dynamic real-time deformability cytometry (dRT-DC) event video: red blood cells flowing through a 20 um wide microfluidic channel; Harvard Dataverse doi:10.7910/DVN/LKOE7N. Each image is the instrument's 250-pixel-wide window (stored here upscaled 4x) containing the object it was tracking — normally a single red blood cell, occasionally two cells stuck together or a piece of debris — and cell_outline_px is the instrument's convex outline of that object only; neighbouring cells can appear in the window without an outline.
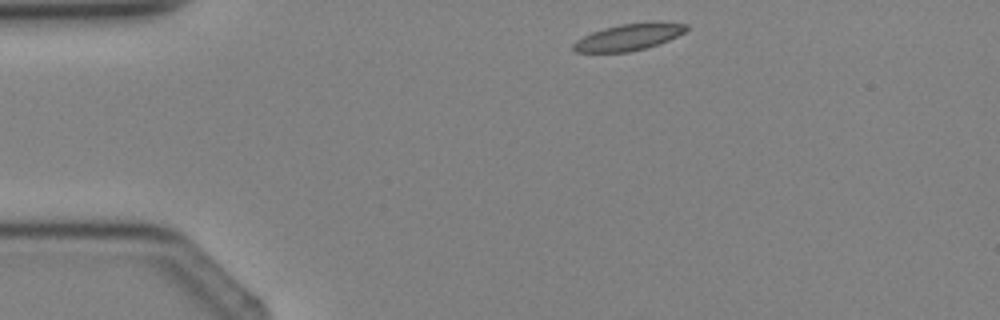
{"species": "Egyptian fruit bat (a non-hibernating species)", "species_latin": "Rousettus aegyptiacus", "temperature_condition": "cold", "stored_images_in_passage": 3, "camera_frame_rate_fps": 3000, "um_per_image_px": 0.085, "animal": {"sex": "female"}, "frame": {"image": 1, "passage_image": 1, "time_ms": 0.0, "image_size_px": [1000, 320], "cell_outline_px": [[688, 28], [684, 32], [668, 40], [644, 48], [628, 52], [576, 52], [572, 48], [572, 44], [576, 40], [592, 32], [604, 28], [620, 24], [652, 20], [660, 20], [688, 24]], "centroid_in_image_um": [53.47, 3.11], "position_along_channel_um": 31.5, "area_um2": 17.74}}